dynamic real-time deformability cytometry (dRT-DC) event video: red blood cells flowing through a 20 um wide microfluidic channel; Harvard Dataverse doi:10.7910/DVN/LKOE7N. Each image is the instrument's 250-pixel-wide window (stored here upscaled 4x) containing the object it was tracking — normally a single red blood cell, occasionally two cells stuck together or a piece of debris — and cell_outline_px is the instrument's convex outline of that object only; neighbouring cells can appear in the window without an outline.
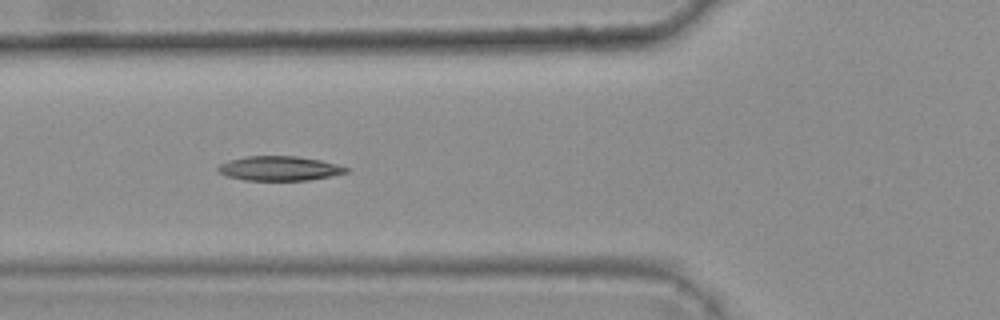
{"species": "common noctule bat (a hibernating species)", "species_latin": "Nyctalus noctula", "temperature_condition": "warm", "stored_images_in_passage": 6, "camera_frame_rate_fps": 3000, "um_per_image_px": 0.085, "animal": {"sex": "female", "body_mass_g": 25.1}, "frame": {"image": 1, "passage_image": 6, "time_ms": 1.667, "image_size_px": [1000, 320], "cell_outline_px": [[348, 172], [308, 180], [244, 180], [228, 176], [220, 172], [216, 168], [220, 164], [228, 160], [244, 156], [296, 156], [320, 160], [336, 164], [348, 168]], "centroid_in_image_um": [23.71, 14.3], "position_along_channel_um": 102.1, "area_um2": 18.09}}